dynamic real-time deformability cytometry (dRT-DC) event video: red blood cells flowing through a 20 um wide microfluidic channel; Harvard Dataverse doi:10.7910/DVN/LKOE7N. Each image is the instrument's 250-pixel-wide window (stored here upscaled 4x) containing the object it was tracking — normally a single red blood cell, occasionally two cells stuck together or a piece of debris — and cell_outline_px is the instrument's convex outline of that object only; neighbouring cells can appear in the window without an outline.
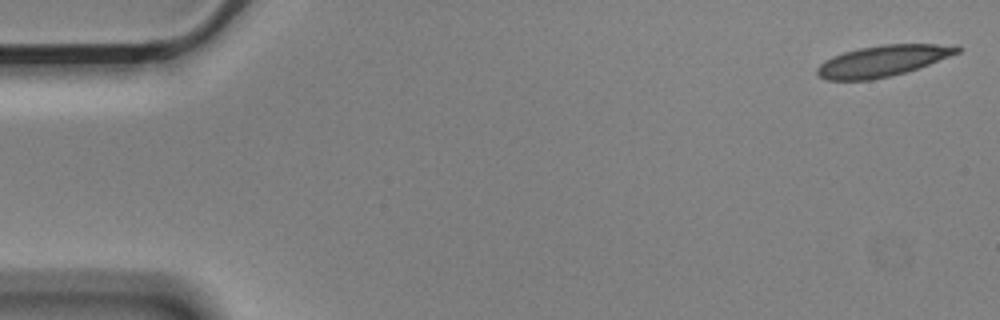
{"species": "Egyptian fruit bat (a non-hibernating species)", "species_latin": "Rousettus aegyptiacus", "temperature_condition": "cold", "stored_images_in_passage": 5, "camera_frame_rate_fps": 3000, "um_per_image_px": 0.085, "animal": {"sex": "male"}, "frame": {"image": 1, "passage_image": 1, "time_ms": 0.0, "image_size_px": [1000, 320], "cell_outline_px": [[964, 48], [960, 52], [928, 64], [904, 72], [872, 80], [824, 80], [816, 76], [816, 68], [824, 60], [832, 56], [844, 52], [860, 48], [884, 44], [960, 44]], "centroid_in_image_um": [75.02, 5.17], "position_along_channel_um": 10.0, "area_um2": 25.49}}
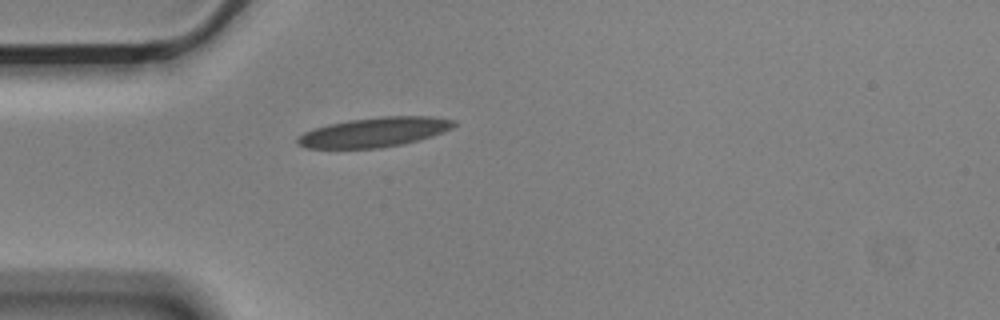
{"frame": {"image": 2, "passage_image": 5, "time_ms": 1.333, "image_size_px": [1000, 320], "cell_outline_px": [[456, 124], [452, 128], [444, 132], [416, 140], [400, 144], [380, 148], [308, 148], [296, 144], [296, 140], [304, 132], [312, 128], [328, 124], [348, 120], [380, 116], [432, 116], [456, 120]], "centroid_in_image_um": [31.81, 11.22], "position_along_channel_um": 53.2, "area_um2": 26.93}}